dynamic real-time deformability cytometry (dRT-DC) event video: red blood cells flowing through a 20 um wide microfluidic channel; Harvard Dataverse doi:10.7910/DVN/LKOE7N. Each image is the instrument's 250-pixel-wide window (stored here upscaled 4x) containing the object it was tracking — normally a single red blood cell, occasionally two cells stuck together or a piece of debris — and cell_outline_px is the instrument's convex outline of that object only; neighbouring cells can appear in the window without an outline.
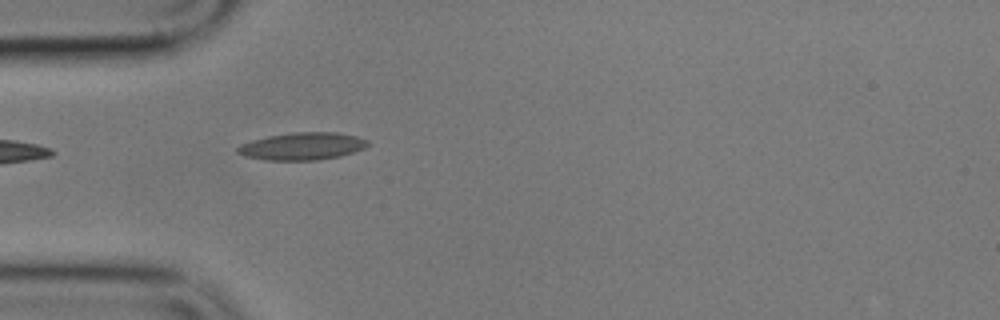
{"species": "common noctule bat (a hibernating species)", "species_latin": "Nyctalus noctula", "temperature_condition": "cold", "stored_images_in_passage": 5, "camera_frame_rate_fps": 3000, "um_per_image_px": 0.085, "animal": {"sex": "male", "body_mass_g": 17.9}, "frame": {"image": 1, "passage_image": 5, "time_ms": 4.667, "image_size_px": [1000, 320], "cell_outline_px": [[368, 144], [364, 148], [340, 156], [316, 160], [264, 160], [244, 156], [236, 152], [236, 148], [240, 144], [252, 140], [268, 136], [292, 132], [336, 132], [356, 136], [368, 140]], "centroid_in_image_um": [25.66, 12.43], "position_along_channel_um": 59.3, "area_um2": 20.81}}